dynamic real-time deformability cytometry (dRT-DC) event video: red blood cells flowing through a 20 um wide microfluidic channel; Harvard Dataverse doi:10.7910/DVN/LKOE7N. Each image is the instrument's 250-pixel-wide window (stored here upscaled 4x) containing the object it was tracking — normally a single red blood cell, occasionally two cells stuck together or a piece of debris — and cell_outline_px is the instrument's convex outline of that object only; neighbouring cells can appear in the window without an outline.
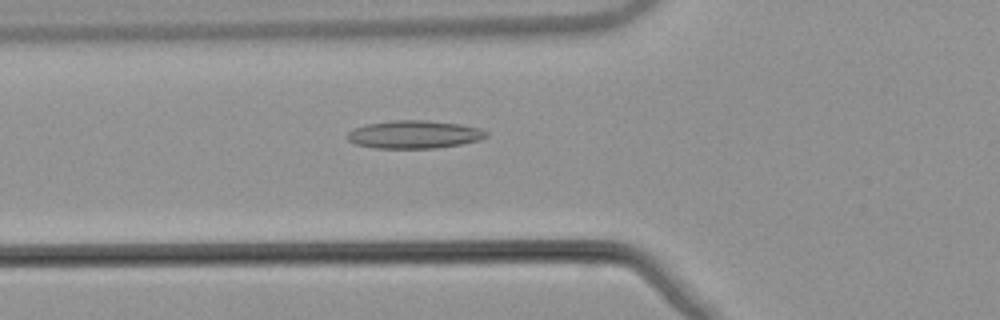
{"species": "common noctule bat (a hibernating species)", "species_latin": "Nyctalus noctula", "temperature_condition": "warm", "stored_images_in_passage": 28, "camera_frame_rate_fps": 3000, "um_per_image_px": 0.085, "animal": {"sex": "male", "body_mass_g": 21.5, "forearm_length_mm": 52.0}, "frame": {"image": 1, "passage_image": 4, "time_ms": 1.0, "image_size_px": [1000, 320], "cell_outline_px": [[488, 136], [480, 140], [460, 144], [436, 148], [376, 148], [356, 144], [348, 140], [348, 132], [356, 128], [368, 124], [392, 120], [428, 120], [460, 124], [480, 128], [488, 132]], "centroid_in_image_um": [35.25, 11.42], "position_along_channel_um": 90.5, "area_um2": 22.54}}
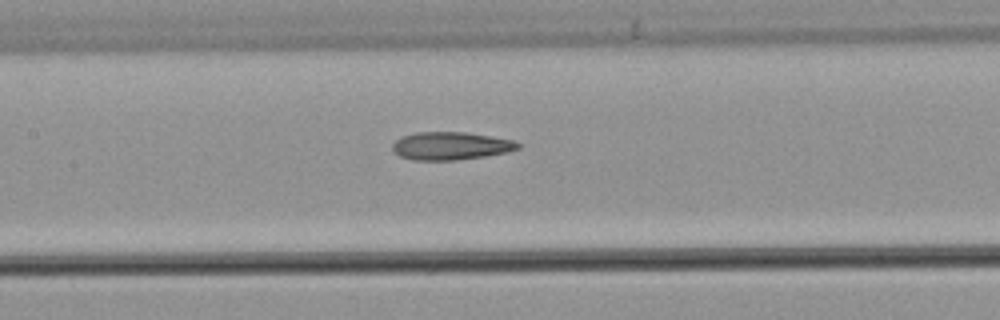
{"frame": {"image": 2, "passage_image": 10, "time_ms": 3.0, "image_size_px": [1000, 320], "cell_outline_px": [[520, 148], [504, 152], [484, 156], [456, 160], [412, 160], [400, 156], [392, 148], [392, 144], [396, 140], [404, 136], [416, 132], [464, 132], [492, 136], [516, 140], [520, 144]], "centroid_in_image_um": [38.32, 12.39], "position_along_channel_um": 169.1, "area_um2": 20.29}}
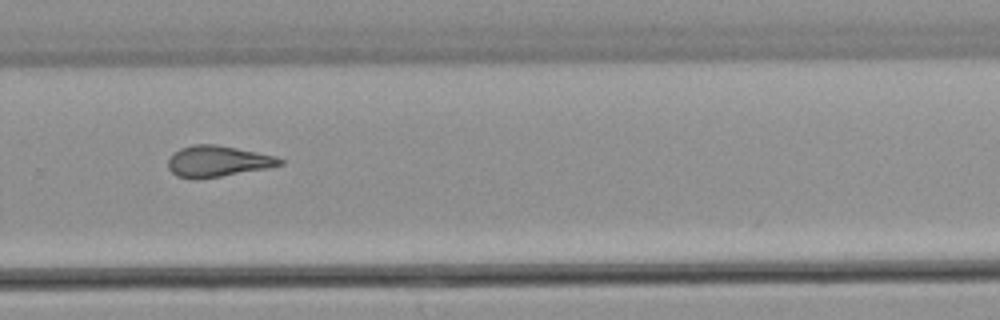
{"frame": {"image": 3, "passage_image": 21, "time_ms": 6.667, "image_size_px": [1000, 320], "cell_outline_px": [[284, 164], [268, 168], [196, 180], [192, 180], [176, 176], [168, 168], [168, 160], [172, 152], [180, 148], [192, 144], [216, 144], [276, 156], [284, 160]], "centroid_in_image_um": [18.46, 13.71], "position_along_channel_um": 311.3, "area_um2": 20.46}, "authors_computed_cell_mechanics": {"area_um2": 20.3745, "velocity_mm_per_s": 3.8936, "shape_relaxation_time_tau1_ms": null, "shape_relaxation_time_tau2_ms": 4.8562, "deformation_change_tau1": null, "deformation_change_tau2": 0.1617}}